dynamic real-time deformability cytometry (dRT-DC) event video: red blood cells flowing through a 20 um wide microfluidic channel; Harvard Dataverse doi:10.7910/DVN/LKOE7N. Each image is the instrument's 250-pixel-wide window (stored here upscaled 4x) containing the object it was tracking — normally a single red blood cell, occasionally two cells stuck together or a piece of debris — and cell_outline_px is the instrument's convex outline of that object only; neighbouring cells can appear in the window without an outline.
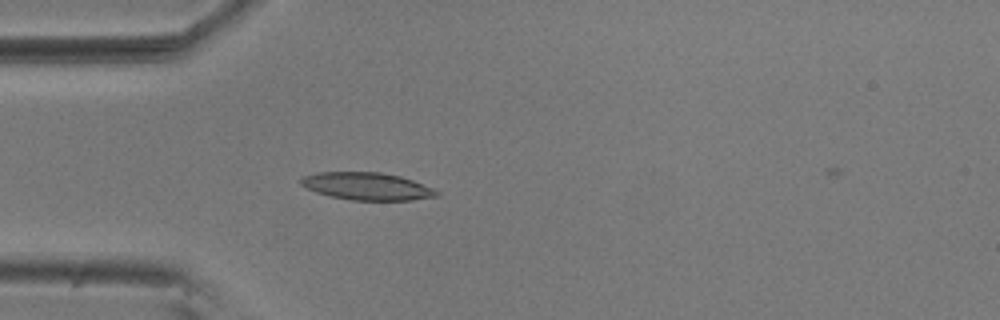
{"species": "common noctule bat (a hibernating species)", "species_latin": "Nyctalus noctula", "temperature_condition": "room temperature", "stored_images_in_passage": 15, "camera_frame_rate_fps": 3000, "um_per_image_px": 0.085, "animal": {"sex": "male", "body_mass_g": 20.5, "forearm_length_mm": 52.5}, "frame": {"image": 1, "passage_image": 14, "time_ms": 4.333, "image_size_px": [1000, 320], "cell_outline_px": [[440, 196], [412, 200], [352, 200], [332, 196], [316, 192], [300, 184], [300, 180], [304, 176], [316, 172], [380, 172], [400, 176], [412, 180], [432, 188], [440, 192]], "centroid_in_image_um": [31.21, 15.83], "position_along_channel_um": 53.8, "area_um2": 21.62}}